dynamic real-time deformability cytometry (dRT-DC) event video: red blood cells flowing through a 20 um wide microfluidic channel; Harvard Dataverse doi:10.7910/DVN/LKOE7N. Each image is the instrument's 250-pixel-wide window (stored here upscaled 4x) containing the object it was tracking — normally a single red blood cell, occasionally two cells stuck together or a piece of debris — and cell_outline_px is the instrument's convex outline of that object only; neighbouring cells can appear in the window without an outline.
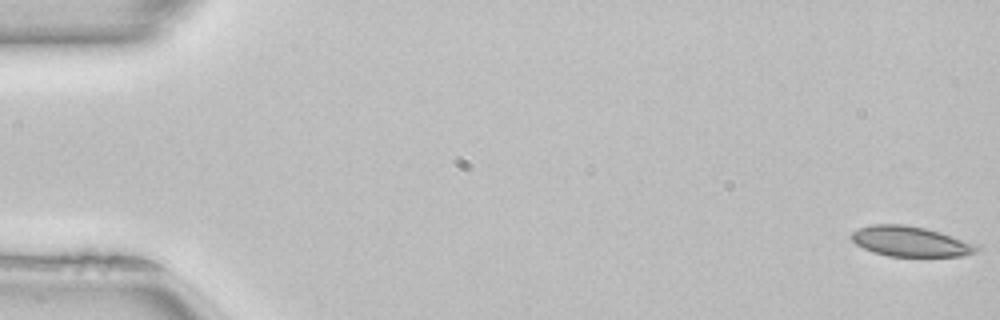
{"species": "common noctule bat (a hibernating species)", "species_latin": "Nyctalus noctula", "temperature_condition": "room temperature", "stored_images_in_passage": 52, "camera_frame_rate_fps": 3000, "um_per_image_px": 0.085, "animal": {"sex": "female", "body_mass_g": 22.7, "forearm_length_mm": 54.2}, "frame": {"image": 1, "passage_image": 1, "time_ms": 0.0, "image_size_px": [1000, 320], "cell_outline_px": [[980, 248], [976, 252], [964, 256], [888, 256], [872, 252], [856, 244], [852, 240], [852, 232], [860, 228], [872, 224], [904, 224], [924, 228], [940, 232], [980, 244]], "centroid_in_image_um": [77.44, 20.52], "position_along_channel_um": 7.6, "area_um2": 22.14}, "authors_computed_cell_mechanics": {"area_um2": 21.7617, "velocity_mm_per_s": 4.0216, "shape_relaxation_time_tau1_ms": 5.4519, "shape_relaxation_time_tau2_ms": 3.9826, "deformation_change_tau1": 0.1177, "deformation_change_tau2": 0.0771}}